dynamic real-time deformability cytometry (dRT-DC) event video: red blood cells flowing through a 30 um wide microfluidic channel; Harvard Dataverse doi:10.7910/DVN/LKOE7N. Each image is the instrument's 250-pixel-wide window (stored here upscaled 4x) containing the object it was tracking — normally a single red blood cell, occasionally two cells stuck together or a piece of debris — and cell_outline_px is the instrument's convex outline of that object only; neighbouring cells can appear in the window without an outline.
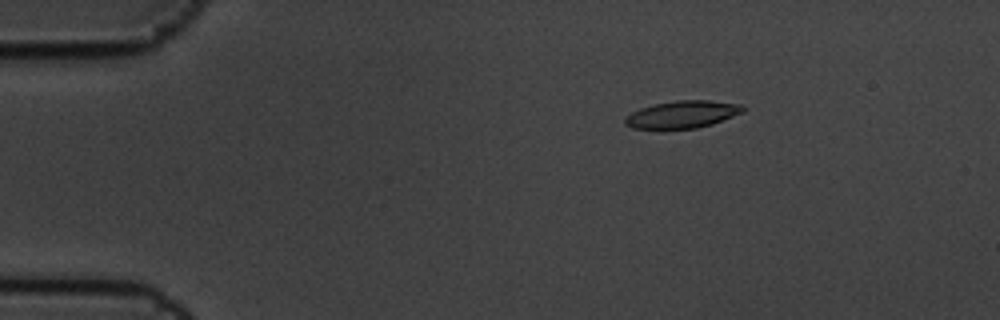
{"species": "common noctule bat (a hibernating species)", "species_latin": "Nyctalus noctula", "temperature_condition": "cold", "stored_images_in_passage": 6, "camera_frame_rate_fps": 3000, "um_per_image_px": 0.085, "animal": {"sex": "male", "body_mass_g": 19.5, "forearm_length_mm": 54.6}, "frame": {"image": 1, "passage_image": 3, "time_ms": 0.667, "image_size_px": [1000, 320], "cell_outline_px": [[744, 112], [712, 124], [696, 128], [632, 128], [624, 124], [624, 120], [632, 112], [640, 108], [656, 104], [676, 100], [708, 100], [740, 104], [744, 108]], "centroid_in_image_um": [58.02, 9.72], "position_along_channel_um": 27.0, "area_um2": 18.5}}
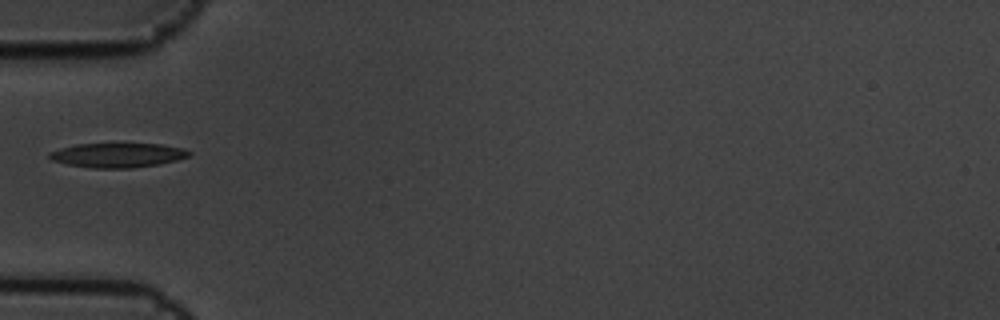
{"frame": {"image": 2, "passage_image": 6, "time_ms": 1.667, "image_size_px": [1000, 320], "cell_outline_px": [[192, 152], [188, 156], [176, 160], [160, 164], [132, 168], [92, 168], [68, 164], [52, 160], [48, 156], [48, 152], [60, 148], [76, 144], [160, 144], [180, 148]], "centroid_in_image_um": [9.97, 13.19], "position_along_channel_um": 75.0, "area_um2": 19.71}}